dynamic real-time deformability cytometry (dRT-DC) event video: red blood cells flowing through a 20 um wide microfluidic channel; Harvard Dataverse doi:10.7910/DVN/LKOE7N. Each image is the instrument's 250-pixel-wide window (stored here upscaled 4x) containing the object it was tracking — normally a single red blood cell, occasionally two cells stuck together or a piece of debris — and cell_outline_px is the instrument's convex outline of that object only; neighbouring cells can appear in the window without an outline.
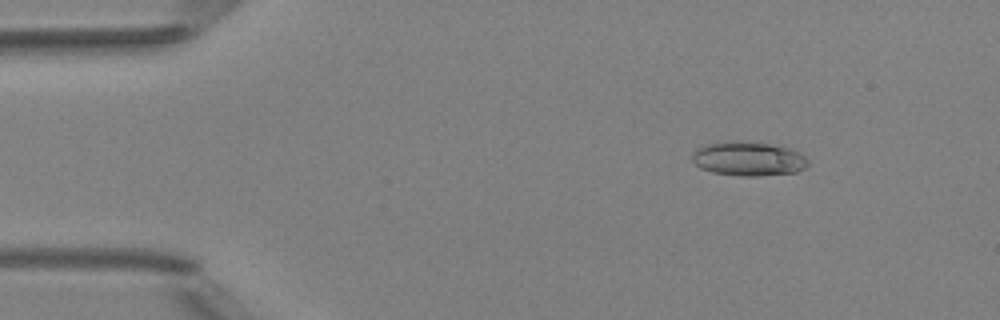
{"species": "Egyptian fruit bat (a non-hibernating species)", "species_latin": "Rousettus aegyptiacus", "temperature_condition": "room temperature", "stored_images_in_passage": 3, "camera_frame_rate_fps": 3000, "um_per_image_px": 0.085, "animal": {"sex": "female"}, "frame": {"image": 1, "passage_image": 1, "time_ms": 0.0, "image_size_px": [1000, 320], "cell_outline_px": [[808, 164], [804, 168], [796, 172], [756, 176], [740, 176], [712, 172], [700, 168], [692, 160], [692, 156], [696, 148], [704, 144], [724, 140], [744, 140], [776, 144], [792, 148], [800, 152], [808, 160]], "centroid_in_image_um": [63.61, 13.46], "position_along_channel_um": 21.4, "area_um2": 23.7}}